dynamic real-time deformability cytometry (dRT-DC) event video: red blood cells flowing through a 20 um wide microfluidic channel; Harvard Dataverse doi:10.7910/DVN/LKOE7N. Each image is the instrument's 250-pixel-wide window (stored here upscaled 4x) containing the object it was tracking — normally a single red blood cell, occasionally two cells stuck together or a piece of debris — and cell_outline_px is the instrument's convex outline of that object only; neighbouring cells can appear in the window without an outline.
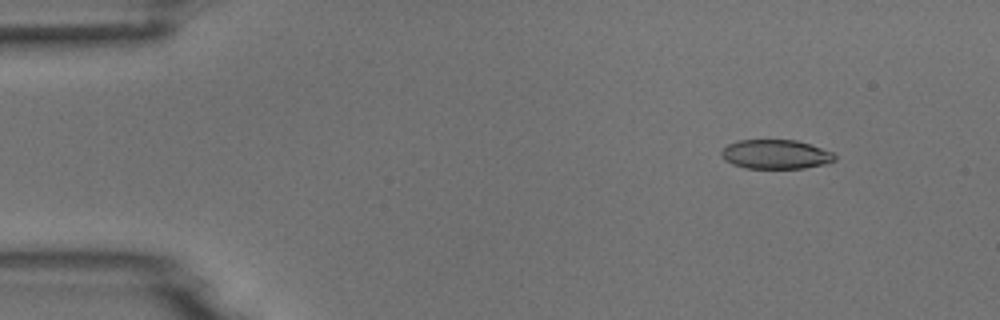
{"species": "common noctule bat (a hibernating species)", "species_latin": "Nyctalus noctula", "temperature_condition": "room temperature", "stored_images_in_passage": 10, "camera_frame_rate_fps": 3000, "um_per_image_px": 0.085, "animal": {"sex": "male", "body_mass_g": 18.8}, "frame": {"image": 1, "passage_image": 1, "time_ms": 0.0, "image_size_px": [1000, 320], "cell_outline_px": [[836, 160], [824, 164], [804, 168], [744, 168], [732, 164], [724, 160], [720, 156], [720, 152], [728, 144], [740, 140], [796, 140], [832, 152], [836, 156]], "centroid_in_image_um": [65.9, 13.12], "position_along_channel_um": 19.1, "area_um2": 19.25}}
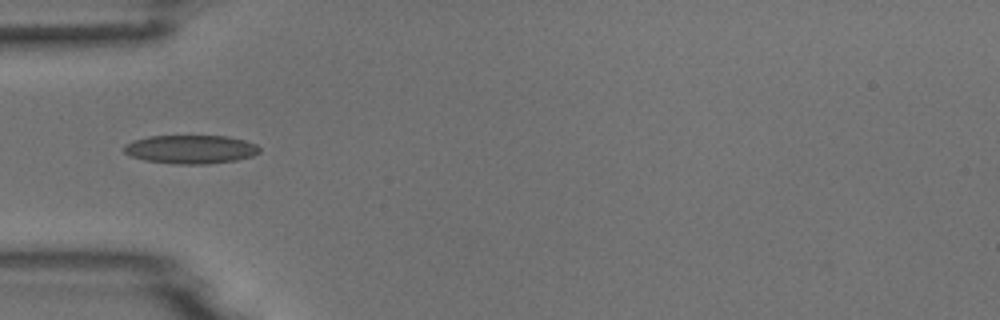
{"frame": {"image": 2, "passage_image": 4, "time_ms": 1.0, "image_size_px": [1000, 320], "cell_outline_px": [[260, 152], [252, 156], [236, 160], [208, 164], [172, 164], [144, 160], [132, 156], [124, 152], [124, 144], [132, 140], [148, 136], [228, 136], [244, 140], [256, 144], [260, 148]], "centroid_in_image_um": [16.2, 12.69], "position_along_channel_um": 68.8, "area_um2": 22.72}}
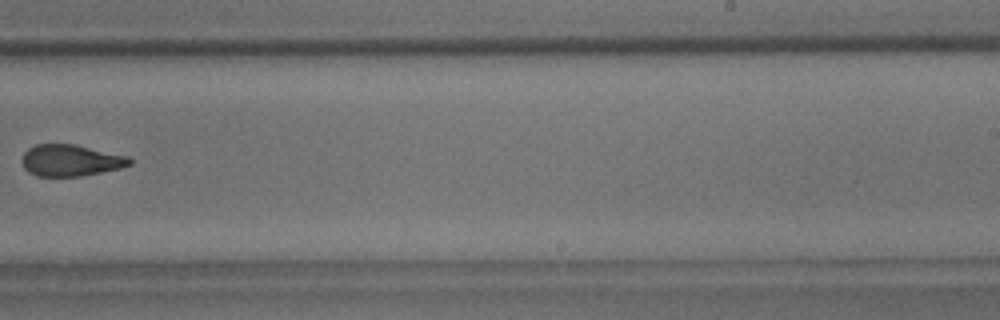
{"frame": {"image": 3, "passage_image": 9, "time_ms": 2.667, "image_size_px": [1000, 320], "cell_outline_px": [[132, 164], [120, 168], [80, 176], [36, 176], [28, 172], [24, 168], [24, 152], [28, 148], [36, 144], [76, 144], [128, 156], [132, 160]], "centroid_in_image_um": [6.02, 13.62], "position_along_channel_um": 283.0, "area_um2": 19.71}}